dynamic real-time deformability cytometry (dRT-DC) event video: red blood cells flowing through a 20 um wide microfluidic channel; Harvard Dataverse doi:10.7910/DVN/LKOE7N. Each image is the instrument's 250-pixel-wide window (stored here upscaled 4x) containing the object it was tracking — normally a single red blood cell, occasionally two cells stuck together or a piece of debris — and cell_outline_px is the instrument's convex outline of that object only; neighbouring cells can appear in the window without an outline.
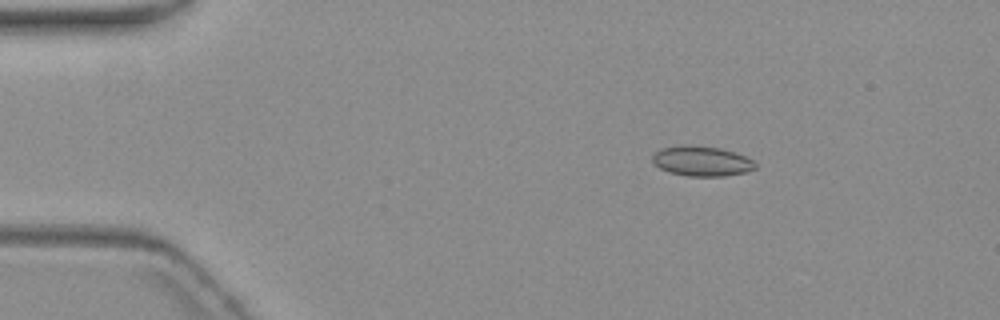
{"species": "common noctule bat (a hibernating species)", "species_latin": "Nyctalus noctula", "temperature_condition": "warm", "stored_images_in_passage": 4, "camera_frame_rate_fps": 3000, "um_per_image_px": 0.085, "animal": {"sex": "female", "body_mass_g": 19.3, "forearm_length_mm": 54.1}, "frame": {"image": 1, "passage_image": 3, "time_ms": 2.333, "image_size_px": [1000, 320], "cell_outline_px": [[756, 168], [744, 172], [724, 176], [688, 176], [668, 172], [660, 168], [652, 160], [652, 152], [660, 148], [684, 144], [688, 144], [720, 148], [736, 152], [752, 160], [756, 164]], "centroid_in_image_um": [59.6, 13.68], "position_along_channel_um": 25.4, "area_um2": 18.15}}